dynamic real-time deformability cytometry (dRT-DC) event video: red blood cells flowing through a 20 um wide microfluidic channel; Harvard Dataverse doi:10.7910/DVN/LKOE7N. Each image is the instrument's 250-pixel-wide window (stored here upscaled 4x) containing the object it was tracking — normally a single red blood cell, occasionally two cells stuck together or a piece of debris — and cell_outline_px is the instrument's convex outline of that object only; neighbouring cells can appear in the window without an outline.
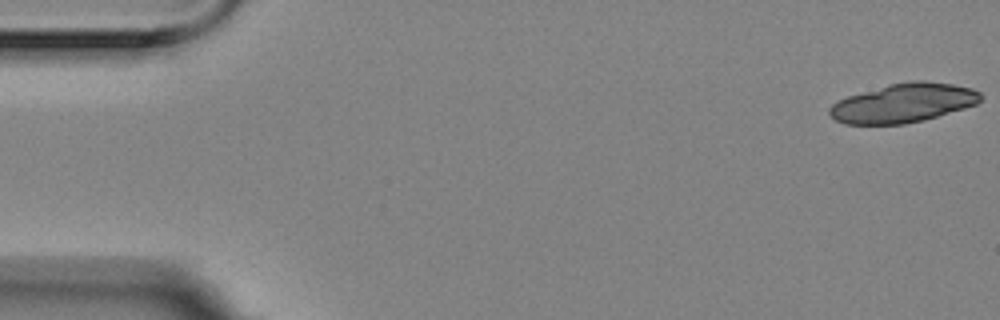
{"species": "Egyptian fruit bat (a non-hibernating species)", "species_latin": "Rousettus aegyptiacus", "temperature_condition": "room temperature", "stored_images_in_passage": 18, "camera_frame_rate_fps": 3000, "um_per_image_px": 0.085, "animal": {"sex": "female"}, "frame": {"image": 1, "passage_image": 1, "time_ms": 0.0, "image_size_px": [1000, 320], "cell_outline_px": [[980, 100], [976, 104], [964, 108], [924, 120], [904, 124], [844, 124], [836, 120], [828, 112], [828, 108], [832, 104], [848, 96], [888, 84], [908, 80], [924, 80], [952, 84], [972, 88], [980, 92]], "centroid_in_image_um": [76.78, 8.75], "position_along_channel_um": 8.2, "area_um2": 34.28}}